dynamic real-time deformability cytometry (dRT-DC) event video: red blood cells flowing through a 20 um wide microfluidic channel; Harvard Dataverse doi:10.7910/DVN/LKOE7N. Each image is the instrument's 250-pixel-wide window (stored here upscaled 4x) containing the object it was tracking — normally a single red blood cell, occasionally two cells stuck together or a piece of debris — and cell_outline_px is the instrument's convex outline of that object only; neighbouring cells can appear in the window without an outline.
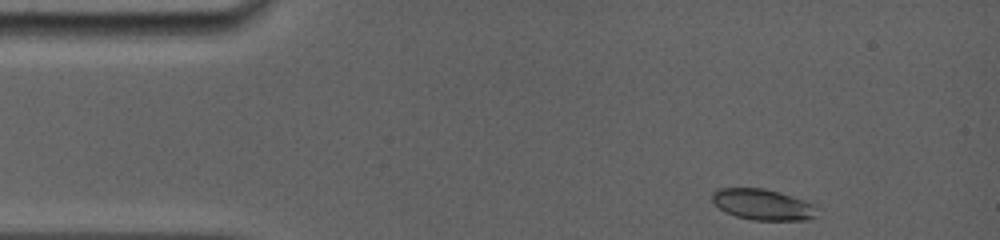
{"species": "common noctule bat (a hibernating species)", "species_latin": "Nyctalus noctula", "temperature_condition": "room temperature", "stored_images_in_passage": 10, "camera_frame_rate_fps": 5000, "um_per_image_px": 0.085, "animal": {"sex": "female", "body_mass_g": 19.0, "forearm_length_mm": 56.7}, "frame": {"image": 1, "passage_image": 1, "time_ms": 0.0, "image_size_px": [1000, 240], "cell_outline_px": [[820, 216], [808, 220], [752, 220], [736, 216], [724, 212], [712, 200], [712, 192], [720, 188], [764, 188], [780, 192], [804, 200], [812, 204]], "centroid_in_image_um": [64.85, 17.39], "position_along_channel_um": 20.1, "area_um2": 19.02}}
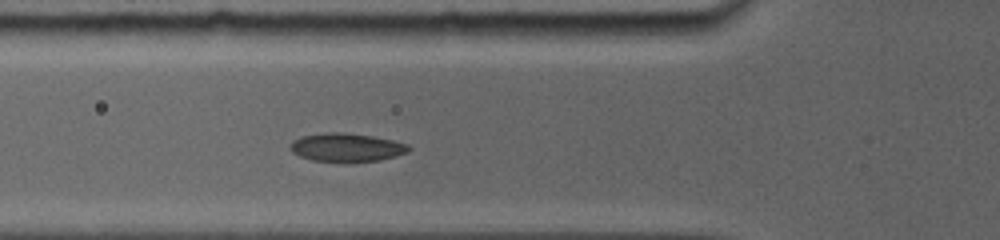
{"frame": {"image": 2, "passage_image": 7, "time_ms": 3.8, "image_size_px": [1000, 240], "cell_outline_px": [[412, 148], [408, 152], [396, 156], [380, 160], [312, 160], [300, 156], [292, 152], [288, 148], [288, 144], [292, 140], [300, 136], [324, 132], [344, 132], [372, 136], [392, 140], [408, 144]], "centroid_in_image_um": [29.42, 12.49], "position_along_channel_um": 96.4, "area_um2": 19.42}}
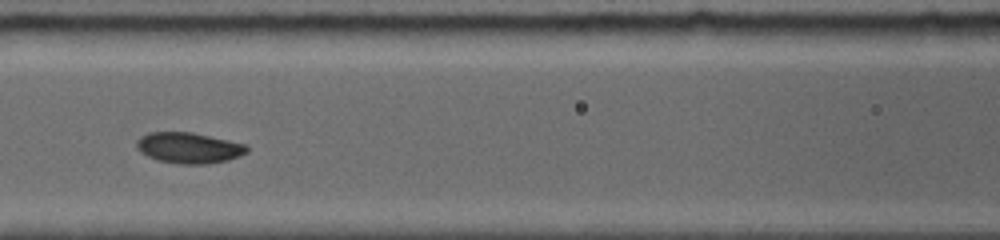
{"frame": {"image": 3, "passage_image": 9, "time_ms": 5.2, "image_size_px": [1000, 240], "cell_outline_px": [[248, 152], [240, 156], [228, 160], [208, 164], [176, 164], [160, 160], [148, 156], [140, 152], [136, 148], [136, 140], [140, 136], [148, 132], [192, 132], [248, 144]], "centroid_in_image_um": [16.06, 12.56], "position_along_channel_um": 150.5, "area_um2": 20.06}}